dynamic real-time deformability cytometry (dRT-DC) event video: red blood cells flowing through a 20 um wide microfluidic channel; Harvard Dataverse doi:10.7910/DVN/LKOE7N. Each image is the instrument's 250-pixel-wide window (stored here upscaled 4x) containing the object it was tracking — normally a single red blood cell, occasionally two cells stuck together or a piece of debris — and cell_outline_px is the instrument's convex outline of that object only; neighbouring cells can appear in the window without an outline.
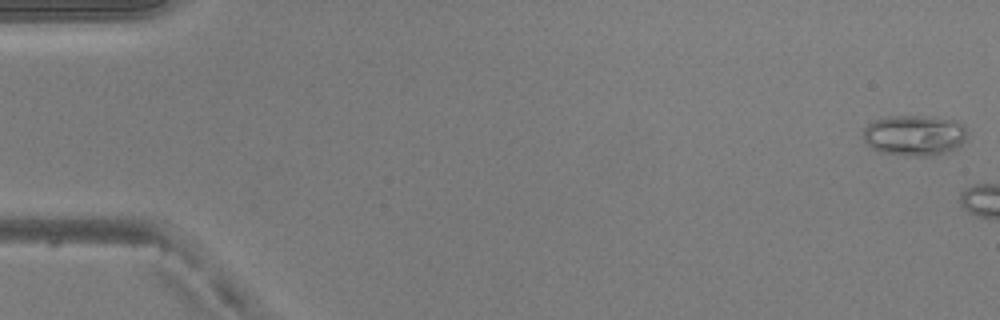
{"species": "common noctule bat (a hibernating species)", "species_latin": "Nyctalus noctula", "temperature_condition": "warm", "stored_images_in_passage": 5, "camera_frame_rate_fps": 3000, "um_per_image_px": 0.085, "animal": {"sex": "male", "body_mass_g": 20.5, "forearm_length_mm": 52.5}, "frame": {"image": 1, "passage_image": 1, "time_ms": 0.0, "image_size_px": [1000, 320], "cell_outline_px": [[968, 136], [956, 148], [932, 156], [908, 156], [880, 152], [872, 148], [864, 140], [864, 128], [872, 120], [888, 116], [928, 116], [956, 120], [964, 124], [968, 132]], "centroid_in_image_um": [77.74, 11.49], "position_along_channel_um": 7.3, "area_um2": 24.91}}